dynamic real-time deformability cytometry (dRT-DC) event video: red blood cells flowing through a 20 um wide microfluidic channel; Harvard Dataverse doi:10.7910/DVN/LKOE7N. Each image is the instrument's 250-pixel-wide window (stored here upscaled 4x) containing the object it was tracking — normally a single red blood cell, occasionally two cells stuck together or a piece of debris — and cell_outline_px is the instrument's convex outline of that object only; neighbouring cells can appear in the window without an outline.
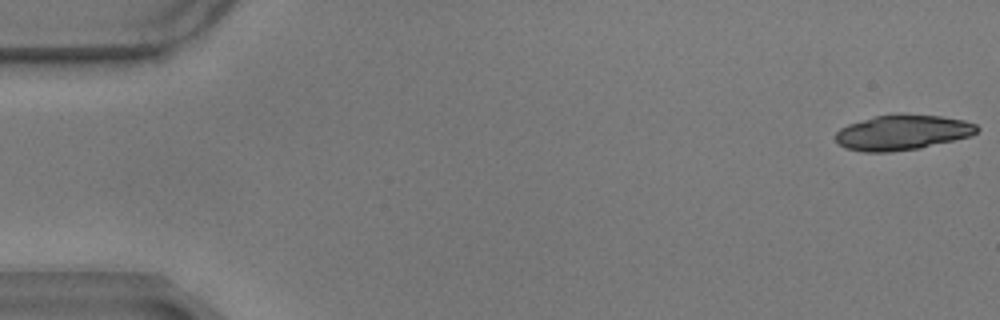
{"species": "common noctule bat (a hibernating species)", "species_latin": "Nyctalus noctula", "temperature_condition": "warm", "stored_images_in_passage": 41, "camera_frame_rate_fps": 3000, "um_per_image_px": 0.085, "animal": {"sex": "male", "body_mass_g": 17.9}, "frame": {"image": 1, "passage_image": 1, "time_ms": 0.0, "image_size_px": [1000, 320], "cell_outline_px": [[980, 128], [972, 136], [920, 148], [892, 152], [864, 152], [844, 148], [836, 140], [836, 132], [840, 128], [848, 124], [876, 116], [940, 116], [964, 120], [976, 124]], "centroid_in_image_um": [76.71, 11.29], "position_along_channel_um": 8.3, "area_um2": 28.44}}
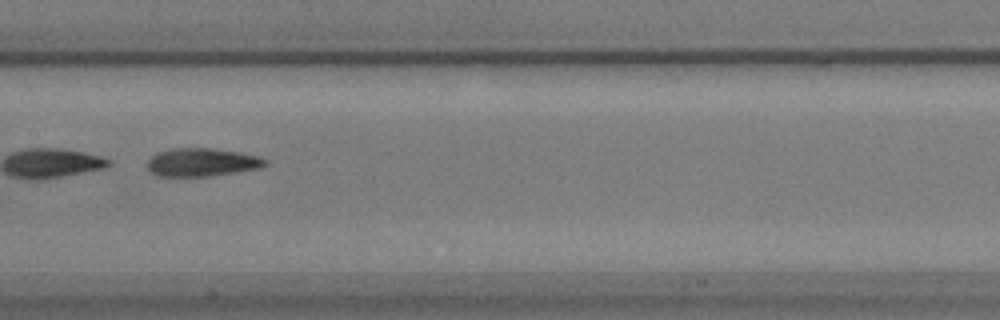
{"frame": {"image": 2, "passage_image": 29, "time_ms": 9.333, "image_size_px": [1000, 320], "cell_outline_px": [[268, 164], [260, 168], [236, 172], [204, 176], [160, 176], [152, 172], [148, 168], [148, 160], [156, 152], [172, 148], [212, 148], [240, 152], [260, 156], [268, 160]], "centroid_in_image_um": [17.2, 13.78], "position_along_channel_um": 190.2, "area_um2": 19.36}}